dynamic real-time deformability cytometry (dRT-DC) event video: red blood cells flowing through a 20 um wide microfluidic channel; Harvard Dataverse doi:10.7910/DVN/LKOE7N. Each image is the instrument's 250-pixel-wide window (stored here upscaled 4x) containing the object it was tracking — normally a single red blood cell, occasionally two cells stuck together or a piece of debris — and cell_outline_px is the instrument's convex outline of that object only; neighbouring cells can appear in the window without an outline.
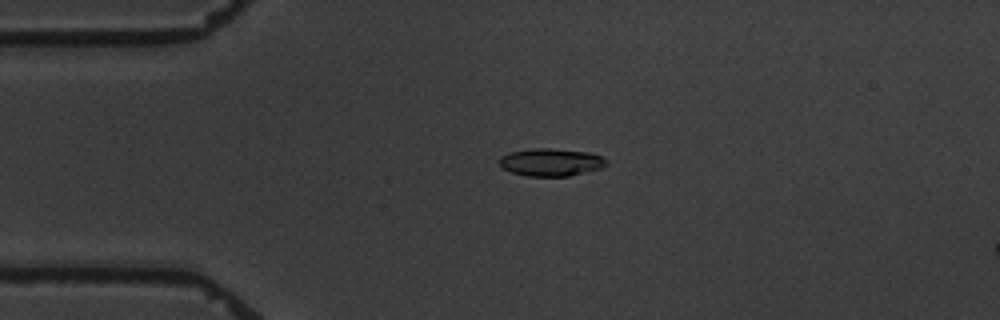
{"species": "common noctule bat (a hibernating species)", "species_latin": "Nyctalus noctula", "temperature_condition": "warm", "stored_images_in_passage": 5, "camera_frame_rate_fps": 3000, "um_per_image_px": 0.085, "animal": {"sex": "male", "body_mass_g": 19.5, "forearm_length_mm": 54.6}, "frame": {"image": 1, "passage_image": 4, "time_ms": 4.0, "image_size_px": [1000, 320], "cell_outline_px": [[608, 164], [600, 168], [568, 176], [524, 176], [512, 172], [504, 168], [500, 164], [500, 156], [512, 152], [536, 148], [548, 148], [588, 152], [600, 156], [608, 160]], "centroid_in_image_um": [46.84, 13.79], "position_along_channel_um": 38.2, "area_um2": 16.99}}